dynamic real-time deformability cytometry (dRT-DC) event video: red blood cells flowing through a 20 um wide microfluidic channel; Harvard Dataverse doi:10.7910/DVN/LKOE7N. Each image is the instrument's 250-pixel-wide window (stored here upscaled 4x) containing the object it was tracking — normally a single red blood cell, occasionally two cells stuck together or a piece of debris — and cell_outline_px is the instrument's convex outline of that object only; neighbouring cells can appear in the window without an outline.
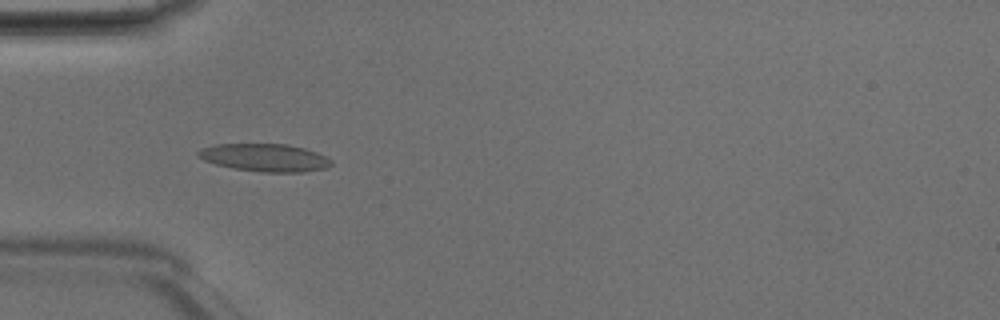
{"species": "Egyptian fruit bat (a non-hibernating species)", "species_latin": "Rousettus aegyptiacus", "temperature_condition": "room temperature", "stored_images_in_passage": 48, "camera_frame_rate_fps": 3000, "um_per_image_px": 0.085, "animal": {"sex": "male"}, "frame": {"image": 1, "passage_image": 15, "time_ms": 4.667, "image_size_px": [1000, 320], "cell_outline_px": [[332, 164], [324, 168], [304, 172], [260, 172], [232, 168], [216, 164], [204, 160], [196, 156], [196, 152], [200, 148], [216, 144], [288, 144], [304, 148], [316, 152], [332, 160]], "centroid_in_image_um": [22.47, 13.39], "position_along_channel_um": 62.5, "area_um2": 21.56}}
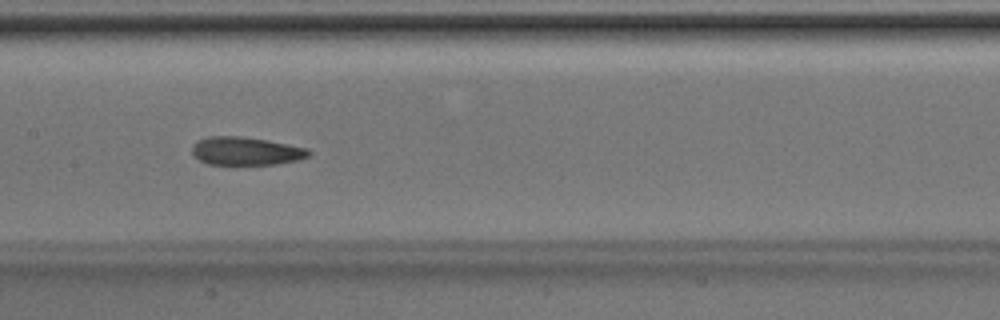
{"frame": {"image": 2, "passage_image": 24, "time_ms": 7.667, "image_size_px": [1000, 320], "cell_outline_px": [[312, 152], [308, 156], [296, 160], [272, 164], [208, 164], [192, 156], [192, 144], [196, 140], [208, 136], [240, 136], [268, 140], [308, 148]], "centroid_in_image_um": [20.85, 12.82], "position_along_channel_um": 186.5, "area_um2": 19.19}}
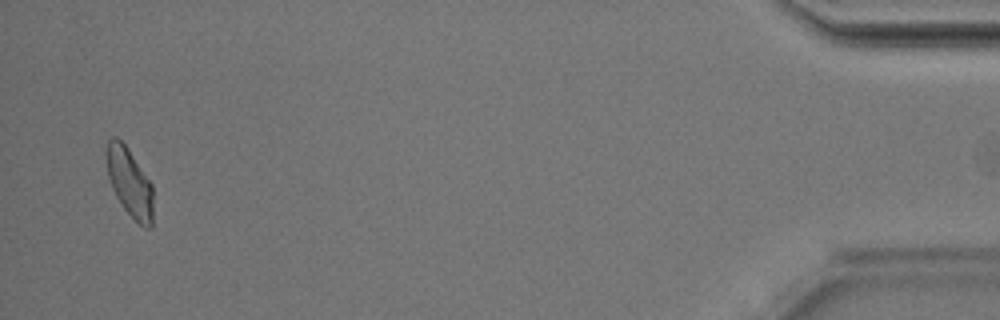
{"frame": {"image": 3, "passage_image": 47, "time_ms": 15.333, "image_size_px": [1000, 320], "cell_outline_px": [[152, 228], [144, 228], [124, 208], [116, 196], [112, 188], [108, 176], [104, 152], [108, 140], [112, 136], [116, 136], [128, 148], [152, 184]], "centroid_in_image_um": [10.98, 15.46], "position_along_channel_um": 424.2, "area_um2": 18.67}}